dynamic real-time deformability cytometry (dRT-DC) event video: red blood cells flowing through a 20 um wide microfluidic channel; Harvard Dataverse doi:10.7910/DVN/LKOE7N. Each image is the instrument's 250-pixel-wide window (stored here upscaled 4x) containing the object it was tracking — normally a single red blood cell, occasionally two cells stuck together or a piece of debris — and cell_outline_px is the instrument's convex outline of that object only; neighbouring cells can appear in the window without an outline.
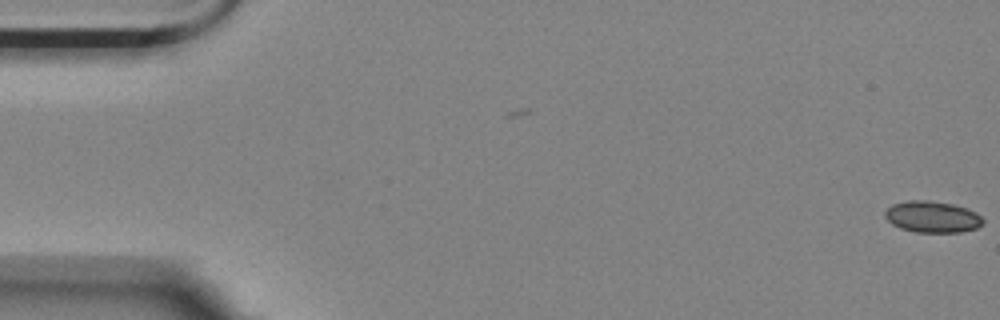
{"species": "Egyptian fruit bat (a non-hibernating species)", "species_latin": "Rousettus aegyptiacus", "temperature_condition": "room temperature", "stored_images_in_passage": 2, "camera_frame_rate_fps": 3000, "um_per_image_px": 0.085, "animal": {"sex": "female"}, "frame": {"image": 1, "passage_image": 2, "time_ms": 0.333, "image_size_px": [1000, 320], "cell_outline_px": [[984, 224], [976, 228], [960, 232], [916, 232], [900, 228], [892, 224], [884, 216], [884, 212], [892, 204], [908, 200], [928, 200], [952, 204], [968, 208], [976, 212], [984, 220]], "centroid_in_image_um": [79.25, 18.43], "position_along_channel_um": 5.7, "area_um2": 18.03}}